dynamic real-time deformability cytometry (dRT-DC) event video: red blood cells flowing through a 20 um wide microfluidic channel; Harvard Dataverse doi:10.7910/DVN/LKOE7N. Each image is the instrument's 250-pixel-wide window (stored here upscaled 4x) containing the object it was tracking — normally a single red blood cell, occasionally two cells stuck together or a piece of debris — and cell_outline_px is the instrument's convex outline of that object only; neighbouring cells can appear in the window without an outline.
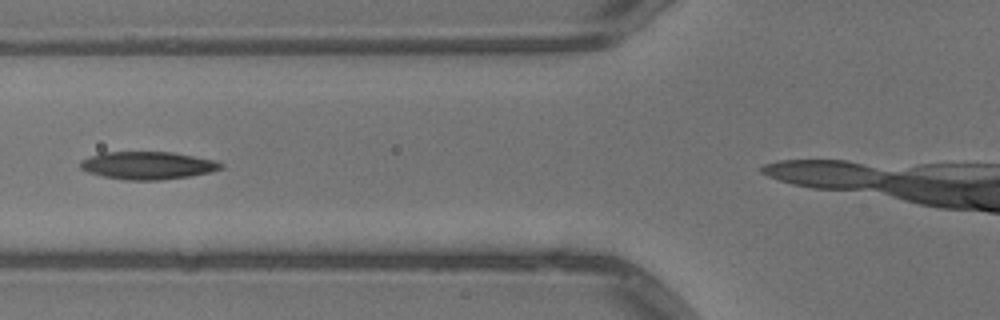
{"species": "common noctule bat (a hibernating species)", "species_latin": "Nyctalus noctula", "temperature_condition": "warm", "stored_images_in_passage": 3, "segment_of_instrument_passage": [1, 2], "camera_frame_rate_fps": 3000, "um_per_image_px": 0.085, "animal": {"sex": "male", "body_mass_g": 13.3}, "frame": {"image": 1, "passage_image": 2, "time_ms": 0.333, "image_size_px": [1000, 320], "cell_outline_px": [[224, 168], [212, 172], [192, 176], [160, 180], [128, 180], [104, 176], [88, 172], [80, 168], [80, 160], [88, 156], [100, 152], [172, 152], [216, 160], [224, 164]], "centroid_in_image_um": [12.58, 14.06], "position_along_channel_um": 113.2, "area_um2": 22.95}}